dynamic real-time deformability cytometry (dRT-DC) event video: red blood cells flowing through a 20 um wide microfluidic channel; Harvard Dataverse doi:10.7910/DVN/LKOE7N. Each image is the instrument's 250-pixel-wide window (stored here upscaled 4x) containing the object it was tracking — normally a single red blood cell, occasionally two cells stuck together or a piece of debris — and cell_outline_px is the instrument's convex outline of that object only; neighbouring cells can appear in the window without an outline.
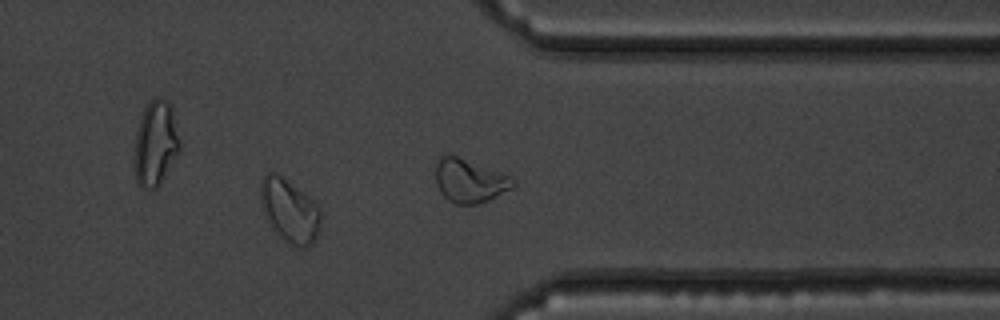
{"species": "common noctule bat (a hibernating species)", "species_latin": "Nyctalus noctula", "temperature_condition": "warm", "stored_images_in_passage": 37, "camera_frame_rate_fps": 3000, "um_per_image_px": 0.085, "animal": {"sex": "male", "body_mass_g": 19.5, "forearm_length_mm": 54.6}, "frame": {"image": 1, "passage_image": 27, "time_ms": 8.667, "image_size_px": [1000, 320], "cell_outline_px": [[320, 232], [312, 244], [304, 248], [300, 248], [292, 244], [272, 224], [264, 212], [260, 200], [260, 180], [268, 172], [276, 172], [308, 196], [320, 208]], "centroid_in_image_um": [24.64, 17.86], "position_along_channel_um": 386.8, "area_um2": 21.56}, "authors_computed_cell_mechanics": {"area_um2": 17.1088, "velocity_mm_per_s": 3.8205, "shape_relaxation_time_tau1_ms": 8.7451, "shape_relaxation_time_tau2_ms": null, "deformation_change_tau1": 0.1858, "deformation_change_tau2": null}}